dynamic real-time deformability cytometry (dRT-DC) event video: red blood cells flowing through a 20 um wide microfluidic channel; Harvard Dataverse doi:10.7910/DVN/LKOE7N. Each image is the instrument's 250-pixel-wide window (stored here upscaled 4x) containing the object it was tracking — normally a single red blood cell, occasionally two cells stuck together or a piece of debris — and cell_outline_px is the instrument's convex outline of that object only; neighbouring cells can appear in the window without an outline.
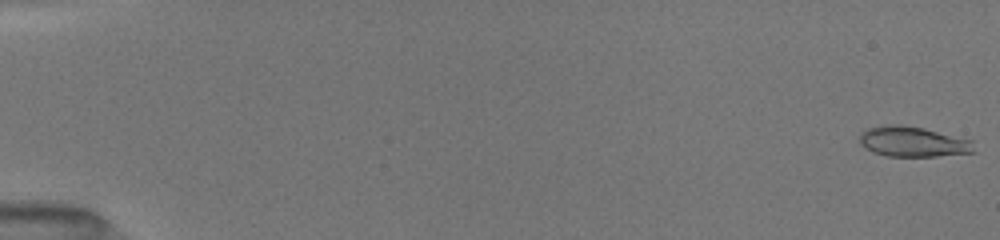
{"species": "common noctule bat (a hibernating species)", "species_latin": "Nyctalus noctula", "temperature_condition": "room temperature", "stored_images_in_passage": 73, "camera_frame_rate_fps": 3000, "um_per_image_px": 0.085, "animal": {"sex": "female", "body_mass_g": 19.5, "forearm_length_mm": 54.1}, "frame": {"image": 1, "passage_image": 1, "time_ms": 0.0, "image_size_px": [1000, 240], "cell_outline_px": [[976, 152], [936, 156], [884, 156], [872, 152], [860, 144], [860, 132], [868, 128], [888, 124], [900, 124], [924, 128], [972, 140]], "centroid_in_image_um": [77.59, 12.04], "position_along_channel_um": 7.4, "area_um2": 20.29}}
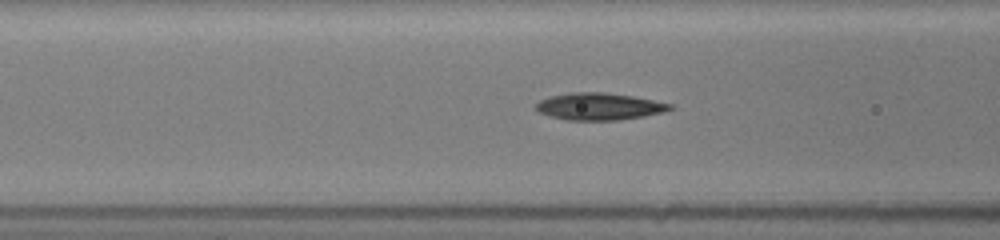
{"frame": {"image": 2, "passage_image": 26, "time_ms": 7.0, "image_size_px": [1000, 240], "cell_outline_px": [[676, 108], [664, 112], [644, 116], [620, 120], [568, 120], [536, 112], [536, 104], [540, 100], [548, 96], [568, 92], [604, 92], [632, 96], [672, 104]], "centroid_in_image_um": [50.93, 9.04], "position_along_channel_um": 115.7, "area_um2": 21.27}}
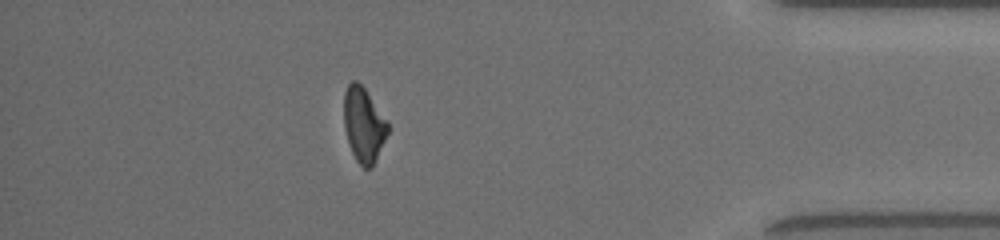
{"frame": {"image": 3, "passage_image": 60, "time_ms": 15.0, "image_size_px": [1000, 240], "cell_outline_px": [[388, 132], [372, 168], [364, 168], [356, 160], [352, 152], [344, 128], [344, 92], [348, 84], [352, 80], [356, 80], [364, 88], [388, 120]], "centroid_in_image_um": [30.91, 10.59], "position_along_channel_um": 404.3, "area_um2": 19.02}, "authors_computed_cell_mechanics": {"area_um2": 20.2878, "velocity_mm_per_s": 4.0461, "shape_relaxation_time_tau1_ms": 7.2211, "shape_relaxation_time_tau2_ms": 4.6409, "deformation_change_tau1": 0.187, "deformation_change_tau2": 0.1229}}